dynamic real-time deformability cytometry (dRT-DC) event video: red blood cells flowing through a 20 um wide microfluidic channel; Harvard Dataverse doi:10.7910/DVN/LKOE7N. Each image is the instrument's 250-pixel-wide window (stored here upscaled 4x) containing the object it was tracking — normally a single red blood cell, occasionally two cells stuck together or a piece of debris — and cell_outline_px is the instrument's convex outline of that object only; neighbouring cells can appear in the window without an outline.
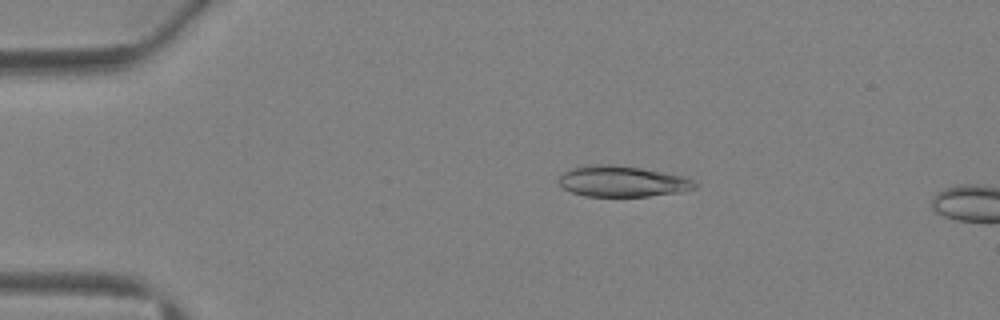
{"species": "Egyptian fruit bat (a non-hibernating species)", "species_latin": "Rousettus aegyptiacus", "temperature_condition": "warm", "stored_images_in_passage": 3, "camera_frame_rate_fps": 3000, "um_per_image_px": 0.085, "animal": {"sex": "female"}, "frame": {"image": 1, "passage_image": 2, "time_ms": 2.0, "image_size_px": [1000, 320], "cell_outline_px": [[696, 188], [680, 192], [648, 196], [584, 196], [572, 192], [564, 188], [556, 180], [560, 172], [572, 168], [588, 164], [616, 164], [640, 168], [684, 176], [692, 180], [696, 184]], "centroid_in_image_um": [52.83, 15.4], "position_along_channel_um": 32.2, "area_um2": 24.68}}